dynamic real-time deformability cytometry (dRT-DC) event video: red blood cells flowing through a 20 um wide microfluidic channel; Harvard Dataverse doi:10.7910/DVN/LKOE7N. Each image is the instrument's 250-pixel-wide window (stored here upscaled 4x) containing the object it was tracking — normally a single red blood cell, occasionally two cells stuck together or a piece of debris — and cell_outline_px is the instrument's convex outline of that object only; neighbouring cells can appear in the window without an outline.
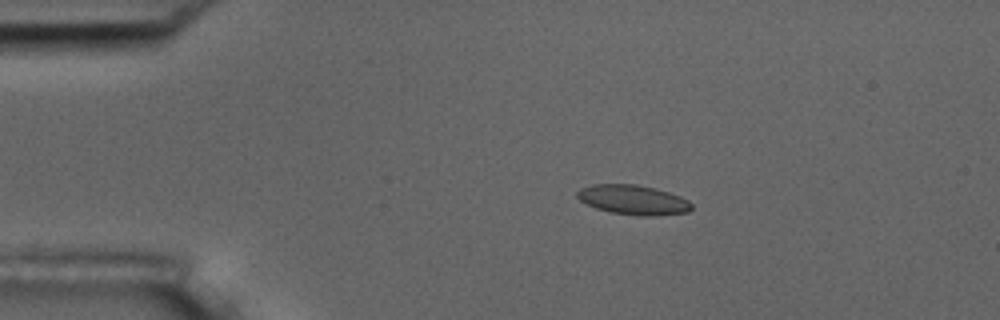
{"species": "common noctule bat (a hibernating species)", "species_latin": "Nyctalus noctula", "temperature_condition": "room temperature", "stored_images_in_passage": 4, "camera_frame_rate_fps": 3000, "um_per_image_px": 0.085, "animal": {"sex": "male", "body_mass_g": 17.5, "forearm_length_mm": 52.3}, "frame": {"image": 1, "passage_image": 3, "time_ms": 0.667, "image_size_px": [1000, 320], "cell_outline_px": [[692, 208], [688, 212], [652, 216], [640, 216], [612, 212], [596, 208], [580, 200], [576, 196], [576, 192], [580, 188], [592, 184], [636, 184], [668, 192], [680, 196], [688, 200], [692, 204]], "centroid_in_image_um": [53.81, 16.98], "position_along_channel_um": 31.2, "area_um2": 19.65}}